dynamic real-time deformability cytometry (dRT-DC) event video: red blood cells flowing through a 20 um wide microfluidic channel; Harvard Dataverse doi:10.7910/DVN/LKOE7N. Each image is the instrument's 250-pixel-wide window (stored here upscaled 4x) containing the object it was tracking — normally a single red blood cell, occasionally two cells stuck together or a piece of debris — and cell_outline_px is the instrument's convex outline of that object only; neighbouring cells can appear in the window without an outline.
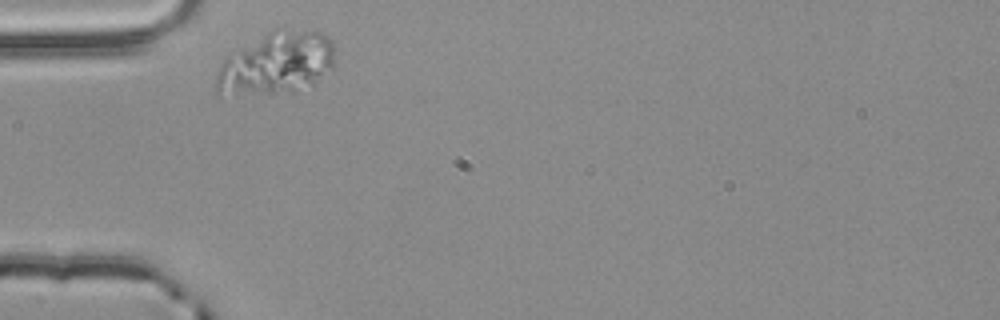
{"species": "common noctule bat (a hibernating species)", "species_latin": "Nyctalus noctula", "temperature_condition": "room temperature", "stored_images_in_passage": 34, "segment_of_instrument_passage": [1, 2], "camera_frame_rate_fps": 3000, "um_per_image_px": 0.085, "animal": {"sex": "male", "body_mass_g": 20.4}, "frame": {"image": 1, "passage_image": 1, "time_ms": 0.0, "image_size_px": [1000, 320], "cell_outline_px": [[332, 68], [312, 84], [292, 92], [216, 96], [216, 76], [220, 64], [228, 56], [268, 32], [276, 28], [320, 32], [328, 36], [332, 40]], "centroid_in_image_um": [23.45, 5.4], "position_along_channel_um": 61.5, "area_um2": 42.77}}
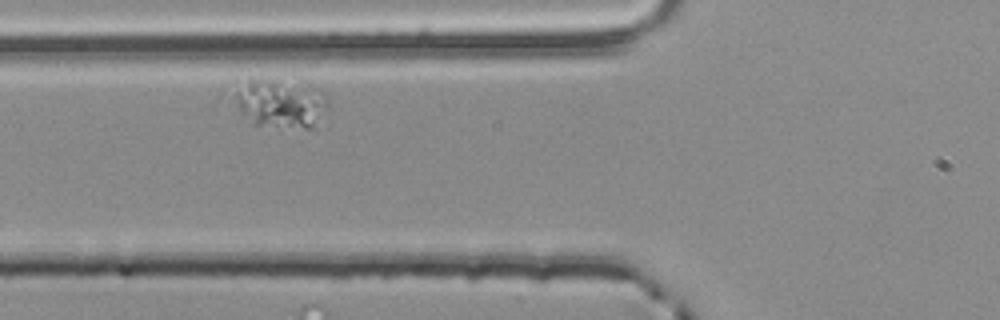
{"frame": {"image": 2, "passage_image": 5, "time_ms": 1.333, "image_size_px": [1000, 320], "cell_outline_px": [[332, 108], [316, 128], [304, 128], [256, 124], [240, 112], [220, 92], [224, 88], [248, 80], [256, 80], [320, 88], [324, 92]], "centroid_in_image_um": [23.72, 8.79], "position_along_channel_um": 102.1, "area_um2": 27.8}}
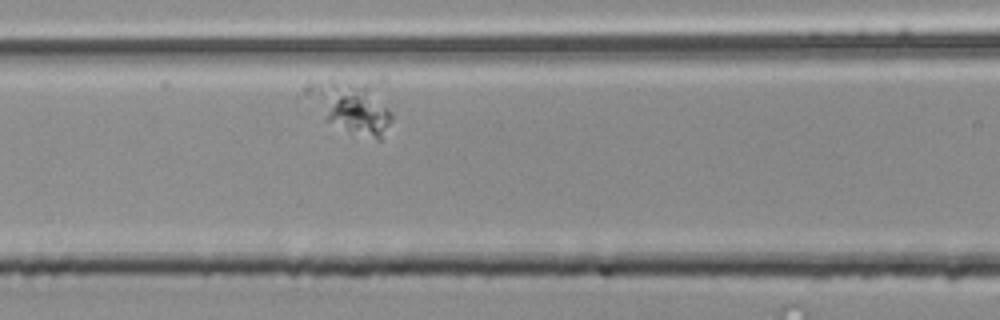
{"frame": {"image": 3, "passage_image": 8, "time_ms": 2.333, "image_size_px": [1000, 320], "cell_outline_px": [[392, 120], [380, 140], [376, 140], [324, 120], [328, 112], [336, 100], [340, 96], [364, 84], [368, 88], [392, 116]], "centroid_in_image_um": [30.64, 9.64], "position_along_channel_um": 136.0, "area_um2": 16.07}}